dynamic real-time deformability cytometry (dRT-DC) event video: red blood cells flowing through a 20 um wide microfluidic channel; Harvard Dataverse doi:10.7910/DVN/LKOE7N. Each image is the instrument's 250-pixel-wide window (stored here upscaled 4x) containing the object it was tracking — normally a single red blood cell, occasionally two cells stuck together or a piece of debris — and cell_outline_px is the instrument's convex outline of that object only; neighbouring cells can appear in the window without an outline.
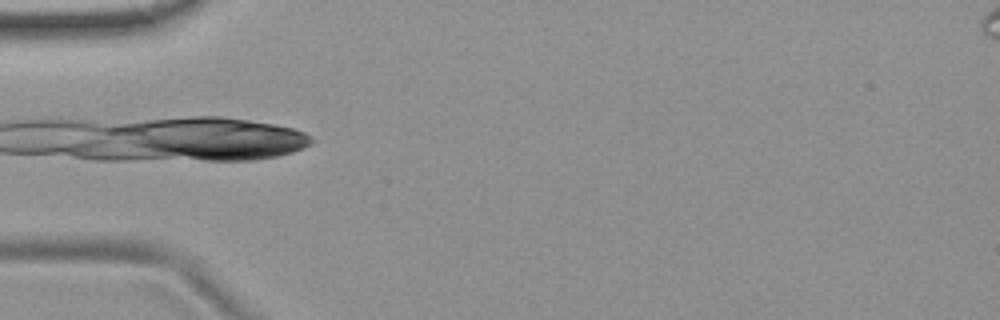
{"species": "common noctule bat (a hibernating species)", "species_latin": "Nyctalus noctula", "temperature_condition": "room temperature", "stored_images_in_passage": 23, "camera_frame_rate_fps": 3000, "um_per_image_px": 0.085, "animal": {"sex": "female", "body_mass_g": 19.9}, "frame": {"image": 1, "passage_image": 9, "time_ms": 2.667, "image_size_px": [1000, 320], "cell_outline_px": [[292, 148], [280, 152], [252, 156], [200, 156], [164, 148], [172, 120], [232, 120], [260, 124], [280, 128], [292, 132]], "centroid_in_image_um": [19.26, 11.75], "position_along_channel_um": 65.7, "area_um2": 28.38}}
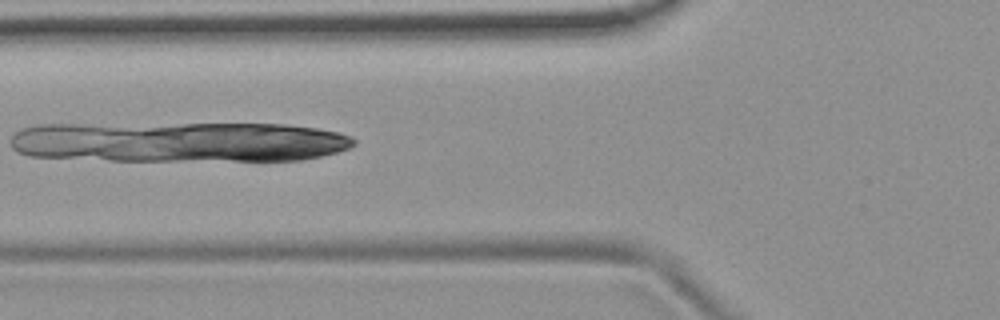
{"frame": {"image": 2, "passage_image": 12, "time_ms": 3.667, "image_size_px": [1000, 320], "cell_outline_px": [[340, 148], [324, 152], [304, 156], [264, 160], [256, 160], [184, 152], [260, 128], [300, 128], [324, 132], [340, 136]], "centroid_in_image_um": [23.16, 12.26], "position_along_channel_um": 102.6, "area_um2": 23.76}}